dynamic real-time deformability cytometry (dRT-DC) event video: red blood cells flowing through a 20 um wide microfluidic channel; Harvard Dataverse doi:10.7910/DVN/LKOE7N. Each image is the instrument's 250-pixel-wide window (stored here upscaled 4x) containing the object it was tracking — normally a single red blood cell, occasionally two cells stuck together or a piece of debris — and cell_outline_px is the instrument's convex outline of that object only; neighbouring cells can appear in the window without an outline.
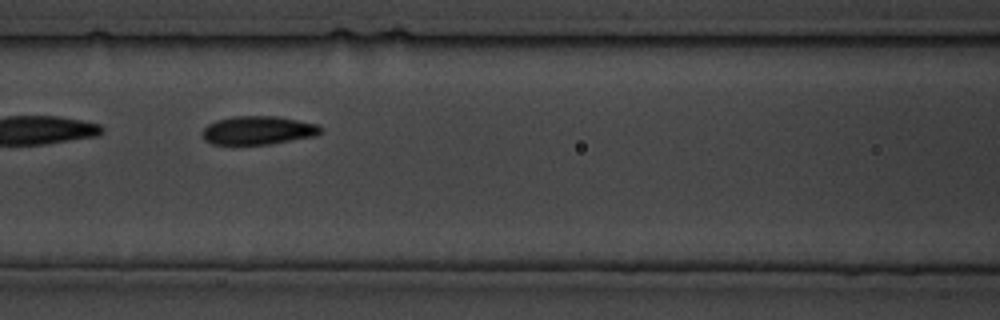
{"species": "common noctule bat (a hibernating species)", "species_latin": "Nyctalus noctula", "temperature_condition": "cold", "stored_images_in_passage": 19, "camera_frame_rate_fps": 3000, "um_per_image_px": 0.085, "animal": {"sex": "male", "body_mass_g": 19.5, "forearm_length_mm": 54.6}, "frame": {"image": 1, "passage_image": 9, "time_ms": 9.333, "image_size_px": [1000, 320], "cell_outline_px": [[320, 132], [316, 136], [268, 144], [212, 144], [204, 140], [200, 132], [208, 124], [216, 120], [232, 116], [276, 116], [316, 124], [320, 128]], "centroid_in_image_um": [21.87, 11.08], "position_along_channel_um": 144.7, "area_um2": 19.54}}
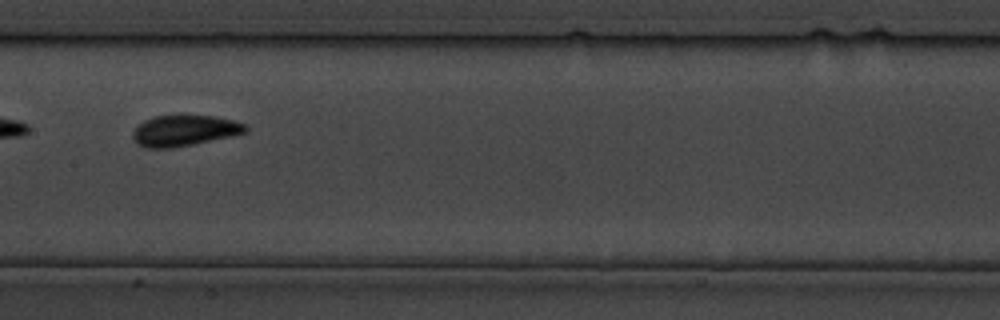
{"frame": {"image": 2, "passage_image": 11, "time_ms": 12.333, "image_size_px": [1000, 320], "cell_outline_px": [[248, 132], [232, 136], [172, 148], [144, 148], [136, 144], [132, 136], [132, 132], [136, 124], [144, 120], [156, 116], [212, 116], [232, 120], [248, 124]], "centroid_in_image_um": [15.65, 11.11], "position_along_channel_um": 191.8, "area_um2": 20.4}}